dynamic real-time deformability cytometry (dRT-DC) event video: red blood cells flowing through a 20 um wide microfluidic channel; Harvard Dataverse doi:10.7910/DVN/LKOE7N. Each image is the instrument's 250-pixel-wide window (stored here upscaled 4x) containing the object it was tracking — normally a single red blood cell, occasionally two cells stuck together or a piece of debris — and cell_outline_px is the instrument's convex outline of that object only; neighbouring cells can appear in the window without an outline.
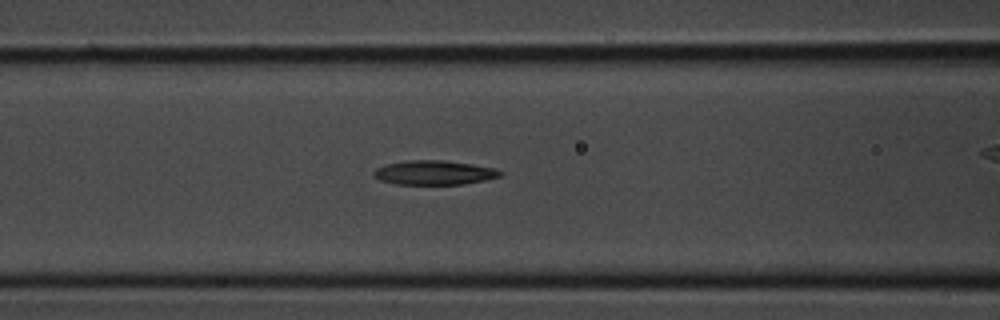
{"species": "common noctule bat (a hibernating species)", "species_latin": "Nyctalus noctula", "temperature_condition": "room temperature", "stored_images_in_passage": 8, "camera_frame_rate_fps": 3000, "um_per_image_px": 0.085, "animal": {"sex": "male", "body_mass_g": 20.1, "forearm_length_mm": 53.5}, "frame": {"image": 1, "passage_image": 5, "time_ms": 1.333, "image_size_px": [1000, 320], "cell_outline_px": [[504, 172], [500, 176], [484, 180], [464, 184], [396, 184], [380, 180], [372, 176], [372, 172], [376, 168], [388, 164], [404, 160], [444, 160], [472, 164], [496, 168]], "centroid_in_image_um": [36.89, 14.67], "position_along_channel_um": 129.7, "area_um2": 17.98}}
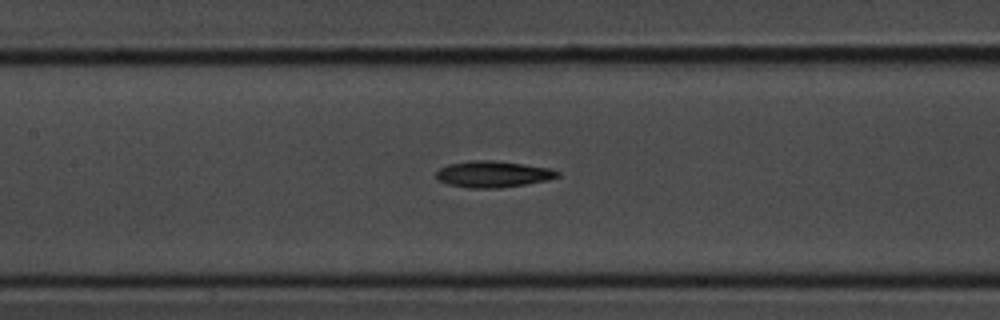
{"frame": {"image": 2, "passage_image": 7, "time_ms": 2.0, "image_size_px": [1000, 320], "cell_outline_px": [[560, 176], [548, 180], [500, 188], [468, 188], [448, 184], [440, 180], [436, 176], [436, 172], [440, 168], [448, 164], [468, 160], [492, 160], [548, 168], [560, 172]], "centroid_in_image_um": [41.88, 14.8], "position_along_channel_um": 165.5, "area_um2": 18.5}}